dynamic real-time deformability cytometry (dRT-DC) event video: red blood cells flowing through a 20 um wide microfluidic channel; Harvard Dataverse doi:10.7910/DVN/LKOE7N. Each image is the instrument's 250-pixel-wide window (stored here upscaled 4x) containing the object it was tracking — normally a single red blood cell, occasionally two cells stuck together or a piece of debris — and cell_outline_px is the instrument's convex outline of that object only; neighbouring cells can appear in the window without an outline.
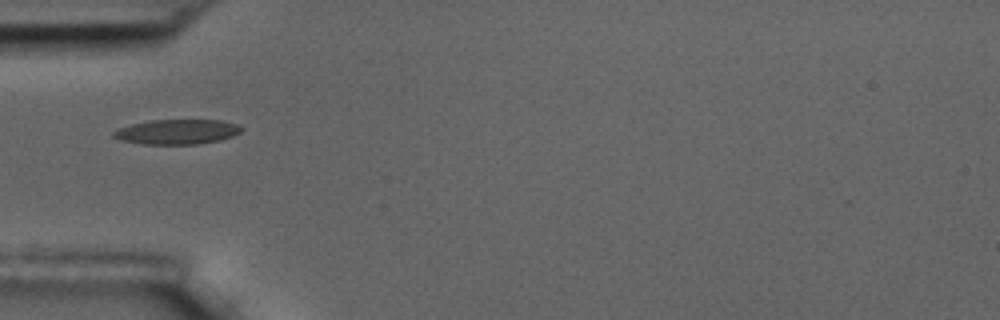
{"species": "common noctule bat (a hibernating species)", "species_latin": "Nyctalus noctula", "temperature_condition": "room temperature", "stored_images_in_passage": 40, "camera_frame_rate_fps": 3000, "um_per_image_px": 0.085, "animal": {"sex": "male", "body_mass_g": 17.5, "forearm_length_mm": 52.3}, "frame": {"image": 1, "passage_image": 1, "time_ms": 0.0, "image_size_px": [1000, 320], "cell_outline_px": [[244, 128], [240, 132], [232, 136], [220, 140], [200, 144], [144, 144], [120, 140], [112, 136], [112, 132], [120, 128], [132, 124], [152, 120], [220, 120], [240, 124]], "centroid_in_image_um": [15.09, 11.2], "position_along_channel_um": 69.9, "area_um2": 18.55}}
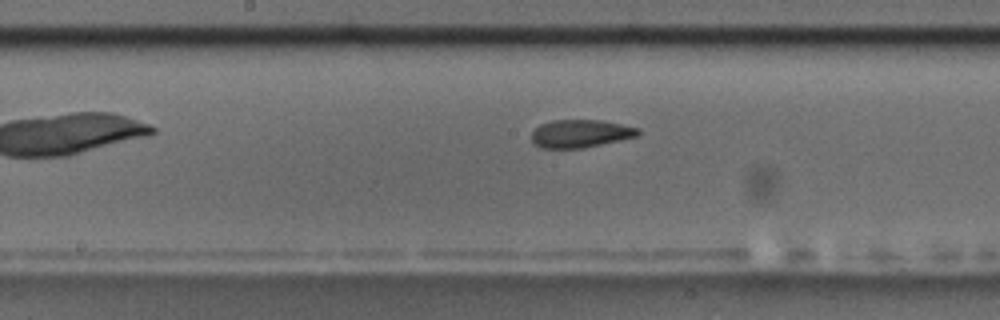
{"frame": {"image": 2, "passage_image": 12, "time_ms": 3.667, "image_size_px": [1000, 320], "cell_outline_px": [[640, 132], [636, 136], [620, 140], [584, 148], [540, 148], [532, 144], [532, 132], [540, 124], [552, 120], [600, 120], [640, 128]], "centroid_in_image_um": [49.3, 11.36], "position_along_channel_um": 198.9, "area_um2": 17.34}}
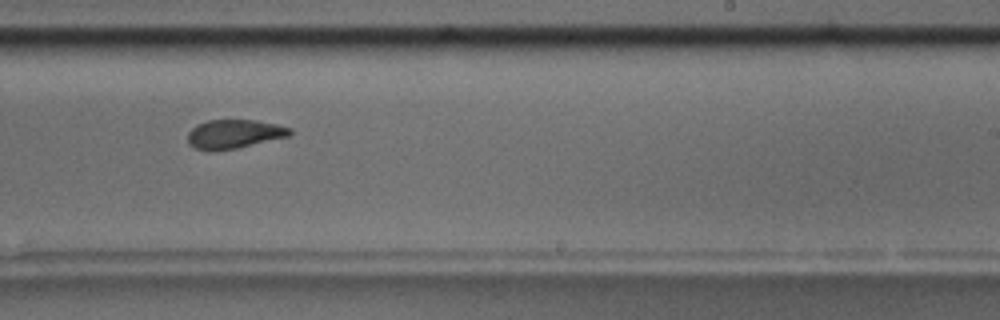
{"frame": {"image": 3, "passage_image": 18, "time_ms": 5.667, "image_size_px": [1000, 320], "cell_outline_px": [[292, 132], [288, 136], [236, 148], [212, 152], [208, 152], [196, 148], [188, 144], [188, 132], [196, 124], [208, 120], [256, 120], [276, 124], [292, 128]], "centroid_in_image_um": [19.86, 11.39], "position_along_channel_um": 269.1, "area_um2": 17.28}, "authors_computed_cell_mechanics": {"area_um2": 17.9469, "velocity_mm_per_s": 3.518, "shape_relaxation_time_tau1_ms": 6.4628, "shape_relaxation_time_tau2_ms": 1.8829, "deformation_change_tau1": 0.1568, "deformation_change_tau2": 0.0821}}